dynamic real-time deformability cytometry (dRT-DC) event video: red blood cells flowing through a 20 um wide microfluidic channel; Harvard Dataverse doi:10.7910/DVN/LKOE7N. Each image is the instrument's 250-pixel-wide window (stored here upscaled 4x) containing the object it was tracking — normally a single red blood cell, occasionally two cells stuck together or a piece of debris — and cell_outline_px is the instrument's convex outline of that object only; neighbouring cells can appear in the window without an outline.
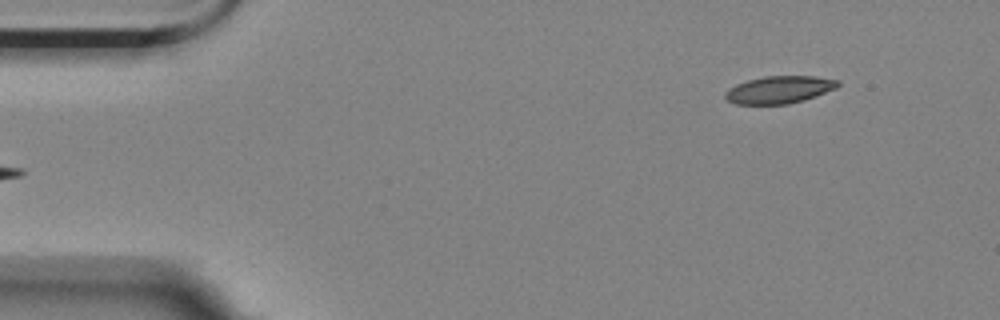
{"species": "Egyptian fruit bat (a non-hibernating species)", "species_latin": "Rousettus aegyptiacus", "temperature_condition": "room temperature", "stored_images_in_passage": 4, "camera_frame_rate_fps": 3000, "um_per_image_px": 0.085, "animal": {"sex": "female"}, "frame": {"image": 1, "passage_image": 4, "time_ms": 1.0, "image_size_px": [1000, 320], "cell_outline_px": [[840, 84], [836, 88], [804, 100], [788, 104], [736, 104], [728, 100], [724, 96], [724, 92], [728, 88], [736, 84], [748, 80], [764, 76], [812, 76], [840, 80]], "centroid_in_image_um": [66.22, 7.62], "position_along_channel_um": 18.8, "area_um2": 17.98}}